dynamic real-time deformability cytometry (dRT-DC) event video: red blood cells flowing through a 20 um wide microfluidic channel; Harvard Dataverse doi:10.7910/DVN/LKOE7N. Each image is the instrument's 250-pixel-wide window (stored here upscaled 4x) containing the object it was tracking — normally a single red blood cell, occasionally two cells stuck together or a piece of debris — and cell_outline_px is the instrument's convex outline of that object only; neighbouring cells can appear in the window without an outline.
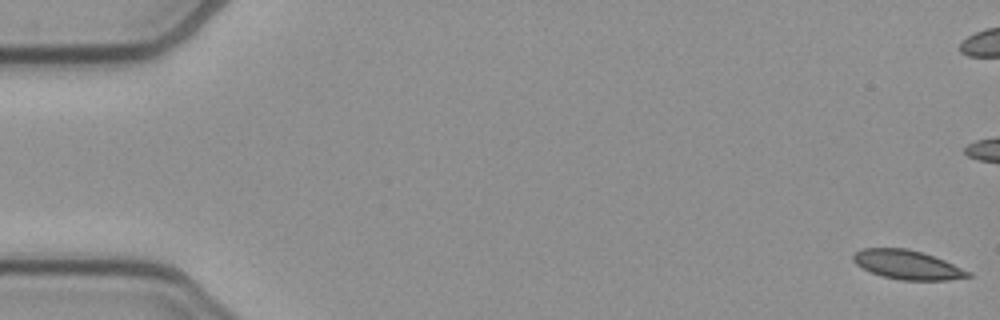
{"species": "common noctule bat (a hibernating species)", "species_latin": "Nyctalus noctula", "temperature_condition": "cold", "stored_images_in_passage": 54, "camera_frame_rate_fps": 3000, "um_per_image_px": 0.085, "animal": {"sex": "female", "body_mass_g": 21.9}, "frame": {"image": 1, "passage_image": 1, "time_ms": 0.0, "image_size_px": [1000, 320], "cell_outline_px": [[972, 276], [948, 280], [900, 280], [884, 276], [872, 272], [856, 264], [852, 260], [852, 256], [860, 248], [908, 248], [944, 260], [972, 272]], "centroid_in_image_um": [77.13, 22.5], "position_along_channel_um": 7.9, "area_um2": 19.31}}
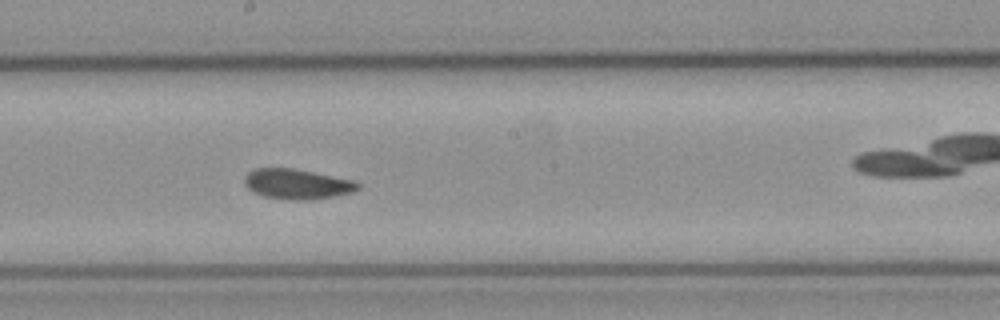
{"frame": {"image": 2, "passage_image": 29, "time_ms": 9.333, "image_size_px": [1000, 320], "cell_outline_px": [[360, 188], [352, 192], [312, 200], [296, 200], [264, 196], [248, 188], [244, 184], [244, 176], [248, 172], [256, 168], [292, 168], [356, 180], [360, 184]], "centroid_in_image_um": [25.27, 15.63], "position_along_channel_um": 222.9, "area_um2": 19.83}}
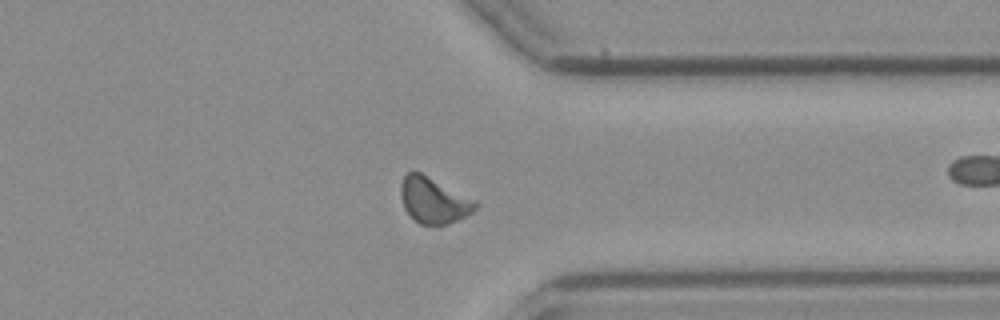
{"frame": {"image": 3, "passage_image": 41, "time_ms": 13.333, "image_size_px": [1000, 320], "cell_outline_px": [[480, 204], [472, 212], [448, 224], [420, 224], [404, 208], [400, 196], [400, 184], [404, 176], [408, 172], [420, 172], [476, 200]], "centroid_in_image_um": [36.86, 17.01], "position_along_channel_um": 374.5, "area_um2": 19.71}, "authors_computed_cell_mechanics": {"area_um2": 19.7965, "velocity_mm_per_s": 3.877, "shape_relaxation_time_tau1_ms": null, "shape_relaxation_time_tau2_ms": 9.7632, "deformation_change_tau1": null, "deformation_change_tau2": 0.0905}}